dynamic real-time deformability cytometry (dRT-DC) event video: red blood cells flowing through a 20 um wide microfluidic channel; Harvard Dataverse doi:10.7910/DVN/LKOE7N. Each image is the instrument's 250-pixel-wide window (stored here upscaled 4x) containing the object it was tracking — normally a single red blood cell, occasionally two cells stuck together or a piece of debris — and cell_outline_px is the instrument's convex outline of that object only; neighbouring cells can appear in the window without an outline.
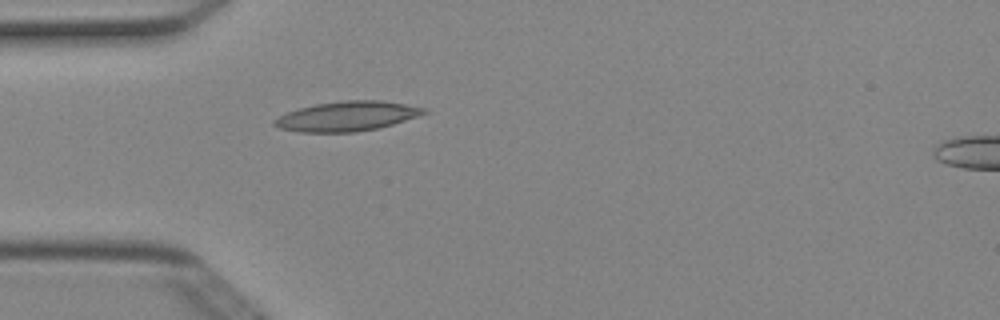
{"species": "Egyptian fruit bat (a non-hibernating species)", "species_latin": "Rousettus aegyptiacus", "temperature_condition": "cold", "stored_images_in_passage": 3, "camera_frame_rate_fps": 3000, "um_per_image_px": 0.085, "animal": {"sex": "female"}, "frame": {"image": 1, "passage_image": 2, "time_ms": 0.333, "image_size_px": [1000, 320], "cell_outline_px": [[428, 112], [420, 116], [380, 128], [356, 132], [300, 132], [280, 128], [272, 124], [272, 120], [288, 112], [300, 108], [316, 104], [344, 100], [380, 100], [404, 104], [424, 108]], "centroid_in_image_um": [29.51, 9.88], "position_along_channel_um": 55.5, "area_um2": 25.84}}